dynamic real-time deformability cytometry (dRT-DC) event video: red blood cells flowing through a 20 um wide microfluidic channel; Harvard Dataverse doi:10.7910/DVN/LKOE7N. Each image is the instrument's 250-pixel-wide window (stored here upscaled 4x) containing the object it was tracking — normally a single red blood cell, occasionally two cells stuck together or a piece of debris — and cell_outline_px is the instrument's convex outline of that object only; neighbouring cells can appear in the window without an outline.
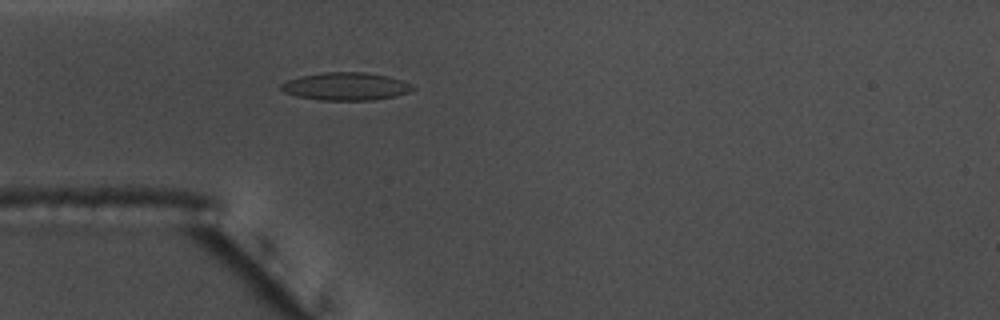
{"species": "common noctule bat (a hibernating species)", "species_latin": "Nyctalus noctula", "temperature_condition": "warm", "stored_images_in_passage": 10, "camera_frame_rate_fps": 3000, "um_per_image_px": 0.085, "animal": {"sex": "male", "body_mass_g": 17.5, "forearm_length_mm": 52.3}, "frame": {"image": 1, "passage_image": 5, "time_ms": 1.333, "image_size_px": [1000, 320], "cell_outline_px": [[416, 88], [408, 92], [376, 100], [324, 100], [296, 96], [284, 92], [280, 88], [280, 84], [288, 80], [300, 76], [324, 72], [364, 72], [388, 76], [400, 80]], "centroid_in_image_um": [29.35, 7.34], "position_along_channel_um": 55.6, "area_um2": 21.1}}